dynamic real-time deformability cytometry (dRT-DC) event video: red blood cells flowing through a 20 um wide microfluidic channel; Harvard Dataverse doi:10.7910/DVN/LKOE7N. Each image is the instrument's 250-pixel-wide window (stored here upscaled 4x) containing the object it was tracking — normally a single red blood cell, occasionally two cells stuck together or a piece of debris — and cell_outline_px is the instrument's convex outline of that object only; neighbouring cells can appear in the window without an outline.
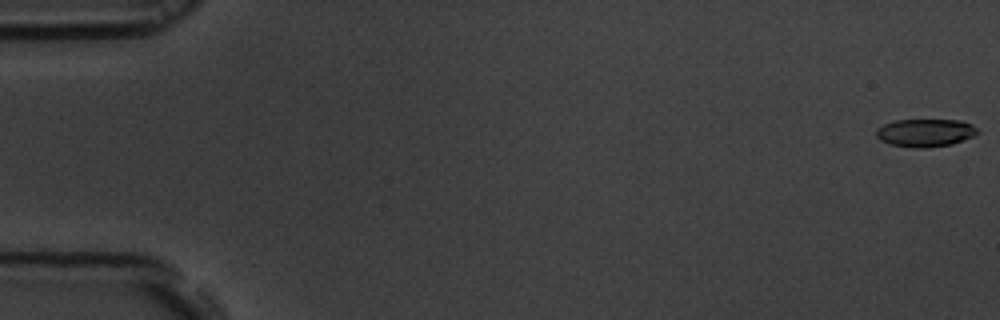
{"species": "common noctule bat (a hibernating species)", "species_latin": "Nyctalus noctula", "temperature_condition": "room temperature", "stored_images_in_passage": 56, "camera_frame_rate_fps": 3000, "um_per_image_px": 0.085, "animal": {"sex": "male", "body_mass_g": 19.5, "forearm_length_mm": 54.6}, "frame": {"image": 1, "passage_image": 1, "time_ms": 0.0, "image_size_px": [1000, 320], "cell_outline_px": [[980, 132], [972, 136], [952, 144], [920, 148], [916, 148], [888, 144], [880, 140], [876, 136], [876, 128], [884, 124], [896, 120], [960, 120], [972, 124]], "centroid_in_image_um": [78.62, 11.28], "position_along_channel_um": 6.4, "area_um2": 16.42}}
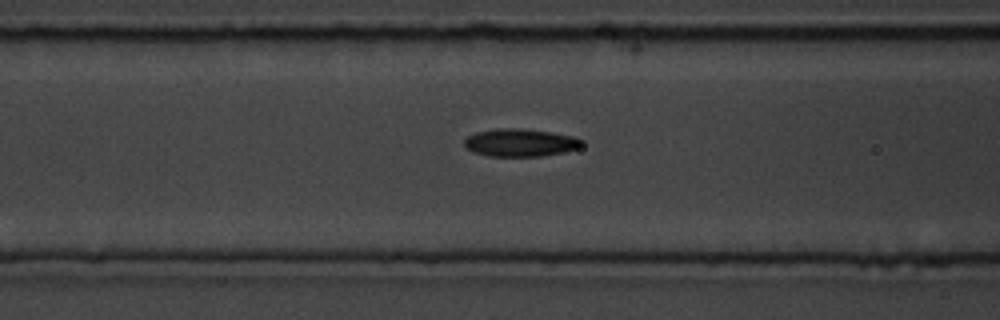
{"frame": {"image": 2, "passage_image": 23, "time_ms": 7.333, "image_size_px": [1000, 320], "cell_outline_px": [[580, 144], [576, 148], [564, 152], [540, 156], [488, 156], [472, 152], [464, 144], [464, 140], [468, 136], [476, 132], [496, 128], [520, 128], [552, 132], [576, 136], [580, 140]], "centroid_in_image_um": [44.18, 12.11], "position_along_channel_um": 122.4, "area_um2": 18.9}}
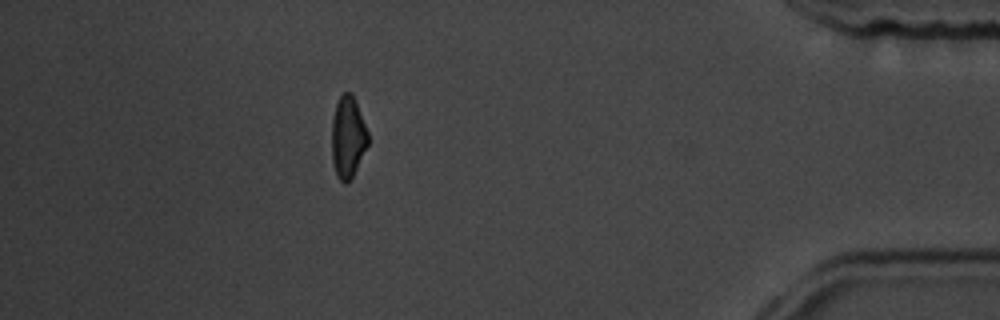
{"frame": {"image": 3, "passage_image": 50, "time_ms": 16.333, "image_size_px": [1000, 320], "cell_outline_px": [[368, 144], [352, 176], [344, 184], [336, 176], [332, 160], [332, 120], [336, 104], [340, 96], [344, 92], [352, 92], [356, 100], [368, 132]], "centroid_in_image_um": [29.56, 11.62], "position_along_channel_um": 405.6, "area_um2": 17.17}, "authors_computed_cell_mechanics": {"area_um2": 17.8891, "velocity_mm_per_s": 3.6832, "shape_relaxation_time_tau1_ms": 3.5356, "shape_relaxation_time_tau2_ms": 3.5631, "deformation_change_tau1": 0.1173, "deformation_change_tau2": 0.0957}}